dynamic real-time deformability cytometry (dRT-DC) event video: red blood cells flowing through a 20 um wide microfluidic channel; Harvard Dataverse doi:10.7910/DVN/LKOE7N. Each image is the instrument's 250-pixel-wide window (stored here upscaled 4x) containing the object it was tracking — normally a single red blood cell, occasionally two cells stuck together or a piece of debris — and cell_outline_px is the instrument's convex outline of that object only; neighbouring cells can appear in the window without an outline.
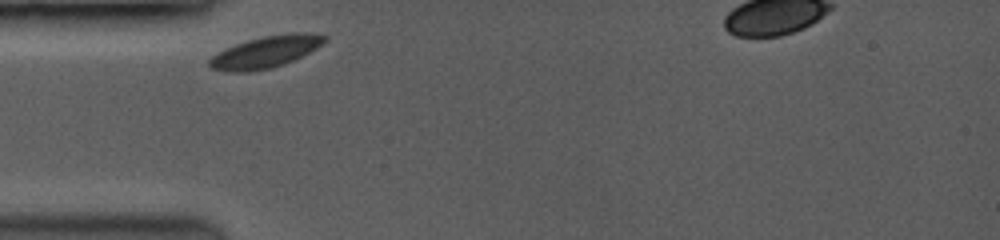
{"species": "common noctule bat (a hibernating species)", "species_latin": "Nyctalus noctula", "temperature_condition": "room temperature", "stored_images_in_passage": 22, "camera_frame_rate_fps": 3500, "um_per_image_px": 0.085, "animal": {"sex": "female", "body_mass_g": 19.0, "forearm_length_mm": 53.3}, "frame": {"image": 1, "passage_image": 1, "time_ms": 0.0, "image_size_px": [1000, 240], "cell_outline_px": [[328, 40], [324, 44], [284, 64], [272, 68], [248, 72], [232, 72], [212, 68], [208, 64], [208, 60], [212, 56], [236, 44], [248, 40], [264, 36], [288, 32], [304, 32], [328, 36]], "centroid_in_image_um": [22.62, 4.4], "position_along_channel_um": 62.4, "area_um2": 21.15}}
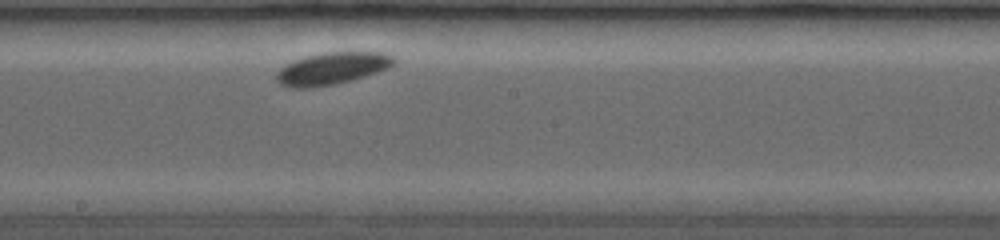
{"frame": {"image": 2, "passage_image": 11, "time_ms": 4.286, "image_size_px": [1000, 240], "cell_outline_px": [[396, 60], [388, 68], [352, 80], [336, 84], [300, 88], [296, 88], [280, 84], [276, 80], [276, 72], [284, 64], [292, 60], [324, 52], [388, 52]], "centroid_in_image_um": [28.2, 5.8], "position_along_channel_um": 220.0, "area_um2": 21.91}}
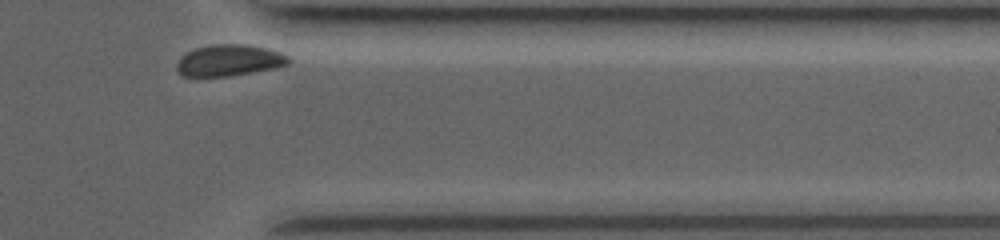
{"frame": {"image": 3, "passage_image": 22, "time_ms": 8.857, "image_size_px": [1000, 240], "cell_outline_px": [[288, 64], [272, 68], [224, 76], [180, 76], [176, 68], [176, 64], [188, 52], [196, 48], [216, 44], [248, 44], [280, 52], [288, 56]], "centroid_in_image_um": [19.45, 5.12], "position_along_channel_um": 392.0, "area_um2": 19.88}}